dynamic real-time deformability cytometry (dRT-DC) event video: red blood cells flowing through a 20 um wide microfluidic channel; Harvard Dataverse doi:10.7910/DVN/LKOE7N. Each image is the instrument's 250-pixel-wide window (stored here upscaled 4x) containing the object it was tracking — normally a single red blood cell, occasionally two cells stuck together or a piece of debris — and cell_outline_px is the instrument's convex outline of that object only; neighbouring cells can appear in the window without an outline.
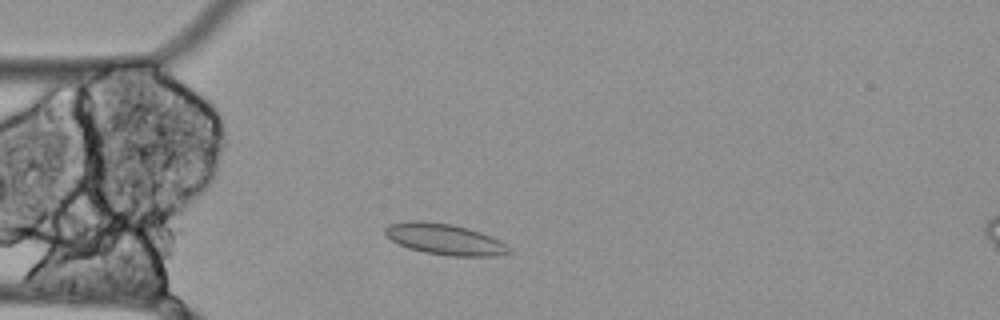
{"species": "Egyptian fruit bat (a non-hibernating species)", "species_latin": "Rousettus aegyptiacus", "temperature_condition": "cold", "stored_images_in_passage": 48, "camera_frame_rate_fps": 3000, "um_per_image_px": 0.085, "animal": {"sex": "female"}, "frame": {"image": 1, "passage_image": 6, "time_ms": 1.667, "image_size_px": [1000, 320], "cell_outline_px": [[512, 252], [492, 256], [452, 256], [424, 252], [408, 248], [392, 240], [384, 232], [384, 228], [388, 224], [408, 220], [424, 220], [452, 224], [468, 228], [480, 232], [500, 240], [512, 248]], "centroid_in_image_um": [37.8, 20.32], "position_along_channel_um": 47.2, "area_um2": 22.54}}
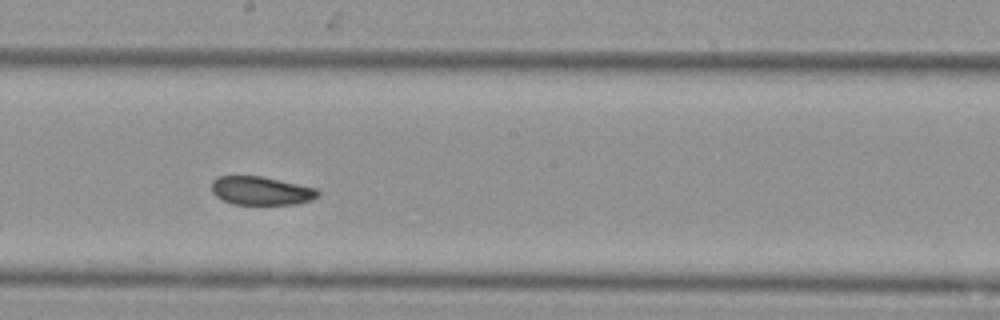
{"frame": {"image": 2, "passage_image": 22, "time_ms": 7.0, "image_size_px": [1000, 320], "cell_outline_px": [[320, 196], [312, 200], [296, 204], [232, 204], [216, 196], [212, 192], [212, 180], [216, 176], [260, 176], [316, 188], [320, 192]], "centroid_in_image_um": [22.2, 16.21], "position_along_channel_um": 226.0, "area_um2": 17.63}}
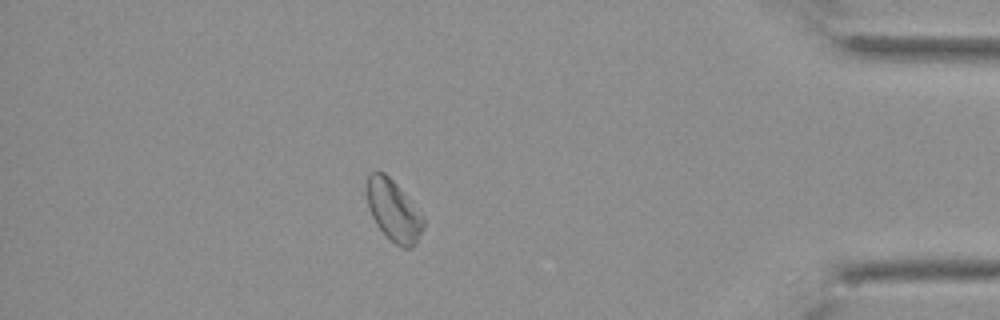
{"frame": {"image": 3, "passage_image": 41, "time_ms": 13.333, "image_size_px": [1000, 320], "cell_outline_px": [[424, 228], [416, 244], [412, 248], [400, 248], [376, 224], [368, 208], [368, 176], [376, 168], [384, 172], [400, 188], [424, 216]], "centroid_in_image_um": [33.48, 17.91], "position_along_channel_um": 401.7, "area_um2": 20.06}}